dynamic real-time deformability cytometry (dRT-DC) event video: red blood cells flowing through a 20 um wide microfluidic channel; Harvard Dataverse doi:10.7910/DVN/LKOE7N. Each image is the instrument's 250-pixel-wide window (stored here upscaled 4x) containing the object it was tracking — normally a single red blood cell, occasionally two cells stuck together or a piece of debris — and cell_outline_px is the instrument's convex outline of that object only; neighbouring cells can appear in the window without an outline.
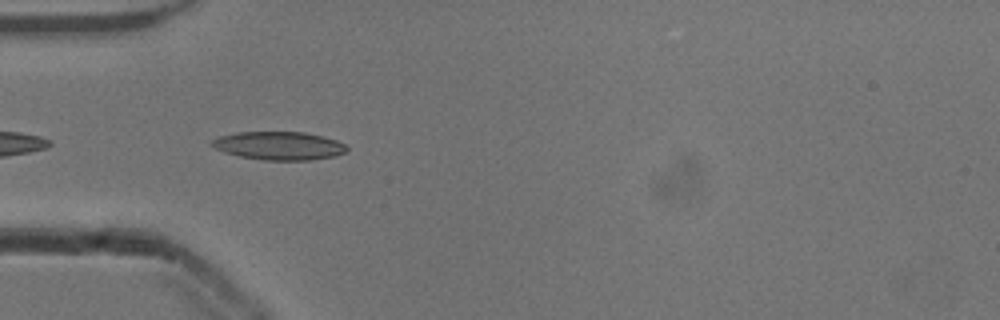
{"species": "common noctule bat (a hibernating species)", "species_latin": "Nyctalus noctula", "temperature_condition": "cold", "stored_images_in_passage": 5, "camera_frame_rate_fps": 3000, "um_per_image_px": 0.085, "animal": {"sex": "male", "body_mass_g": 13.3}, "frame": {"image": 1, "passage_image": 2, "time_ms": 0.333, "image_size_px": [1000, 320], "cell_outline_px": [[348, 148], [344, 152], [336, 156], [312, 160], [264, 160], [240, 156], [224, 152], [208, 144], [212, 140], [220, 136], [236, 132], [304, 132], [336, 140], [344, 144]], "centroid_in_image_um": [23.7, 12.39], "position_along_channel_um": 61.3, "area_um2": 22.14}}